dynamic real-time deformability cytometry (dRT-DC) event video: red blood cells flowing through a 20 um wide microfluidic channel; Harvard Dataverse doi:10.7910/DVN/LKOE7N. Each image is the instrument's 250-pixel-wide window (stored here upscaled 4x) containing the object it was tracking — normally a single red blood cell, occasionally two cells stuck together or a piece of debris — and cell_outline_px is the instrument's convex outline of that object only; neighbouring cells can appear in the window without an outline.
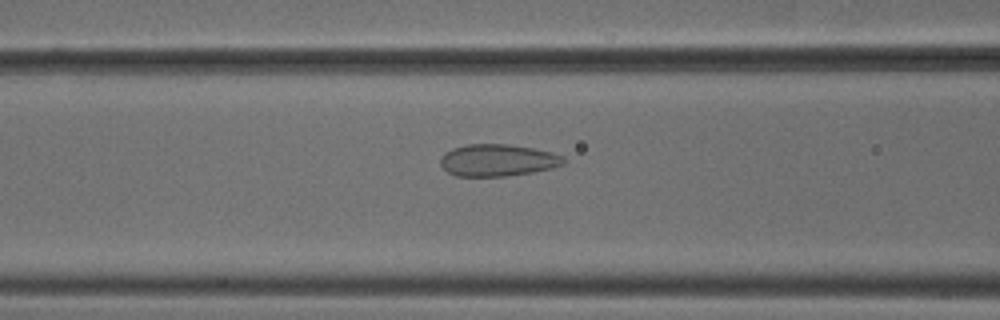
{"species": "common noctule bat (a hibernating species)", "species_latin": "Nyctalus noctula", "temperature_condition": "cold", "stored_images_in_passage": 51, "camera_frame_rate_fps": 3000, "um_per_image_px": 0.085, "animal": {"sex": "male", "body_mass_g": 18.8}, "frame": {"image": 1, "passage_image": 21, "time_ms": 6.667, "image_size_px": [1000, 320], "cell_outline_px": [[564, 164], [552, 168], [532, 172], [504, 176], [456, 176], [448, 172], [440, 164], [440, 160], [444, 152], [452, 148], [468, 144], [508, 144], [532, 148], [552, 152], [564, 156]], "centroid_in_image_um": [42.29, 13.61], "position_along_channel_um": 124.3, "area_um2": 22.95}}
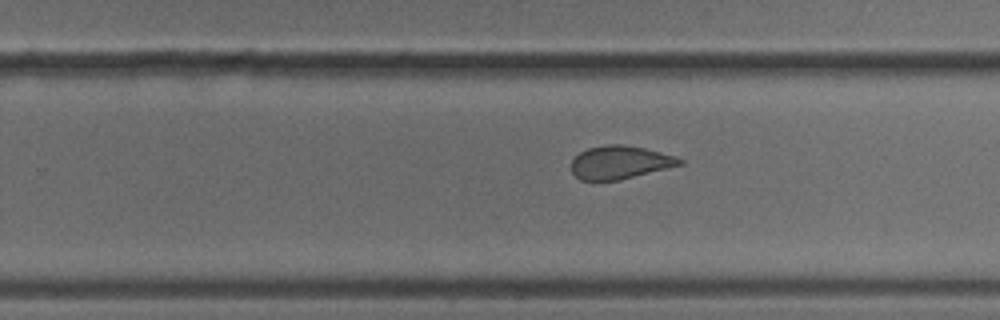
{"frame": {"image": 2, "passage_image": 33, "time_ms": 10.667, "image_size_px": [1000, 320], "cell_outline_px": [[684, 164], [620, 180], [580, 180], [572, 172], [572, 160], [580, 152], [588, 148], [608, 144], [620, 144], [644, 148], [676, 156], [684, 160]], "centroid_in_image_um": [52.71, 13.8], "position_along_channel_um": 277.1, "area_um2": 20.87}}
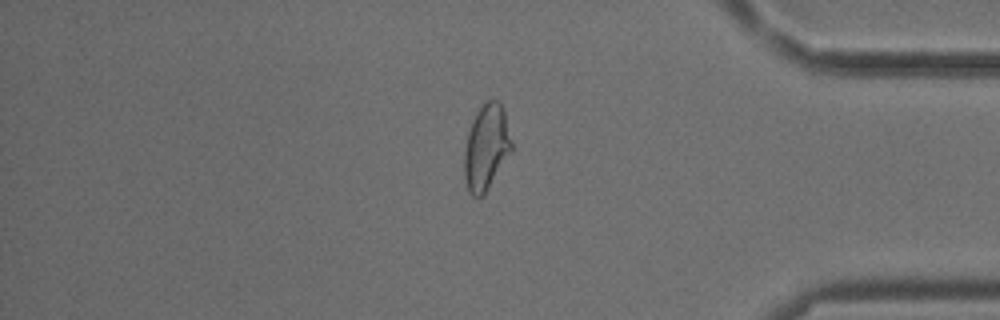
{"frame": {"image": 3, "passage_image": 44, "time_ms": 14.333, "image_size_px": [1000, 320], "cell_outline_px": [[512, 152], [484, 196], [472, 196], [468, 192], [464, 176], [464, 148], [468, 132], [472, 120], [476, 112], [488, 100], [496, 100], [504, 108], [512, 144]], "centroid_in_image_um": [41.33, 12.56], "position_along_channel_um": 393.9, "area_um2": 23.81}}